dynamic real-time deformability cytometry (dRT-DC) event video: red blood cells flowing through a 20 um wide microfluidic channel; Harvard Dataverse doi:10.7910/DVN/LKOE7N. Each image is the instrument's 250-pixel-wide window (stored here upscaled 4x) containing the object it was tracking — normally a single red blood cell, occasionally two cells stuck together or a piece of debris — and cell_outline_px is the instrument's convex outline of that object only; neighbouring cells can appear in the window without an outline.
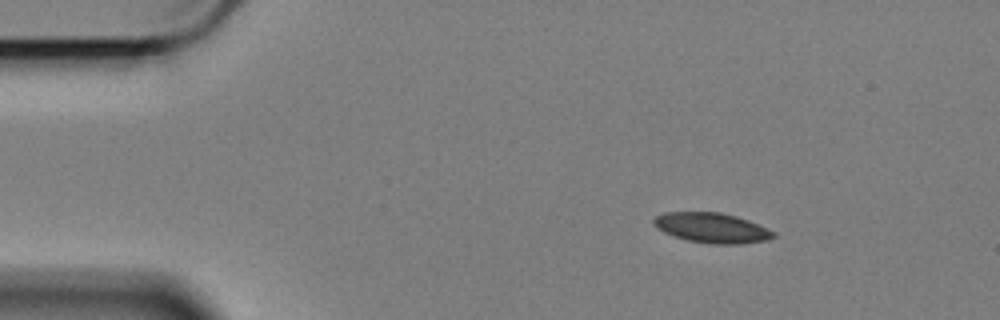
{"species": "Egyptian fruit bat (a non-hibernating species)", "species_latin": "Rousettus aegyptiacus", "temperature_condition": "cold", "stored_images_in_passage": 51, "camera_frame_rate_fps": 3000, "um_per_image_px": 0.085, "animal": {"sex": "female"}, "frame": {"image": 1, "passage_image": 1, "time_ms": 0.0, "image_size_px": [1000, 320], "cell_outline_px": [[776, 236], [768, 240], [740, 244], [708, 244], [688, 240], [664, 232], [656, 228], [652, 224], [652, 220], [656, 216], [664, 212], [720, 212], [736, 216], [748, 220], [768, 228], [776, 232]], "centroid_in_image_um": [60.52, 19.37], "position_along_channel_um": 24.5, "area_um2": 21.1}}
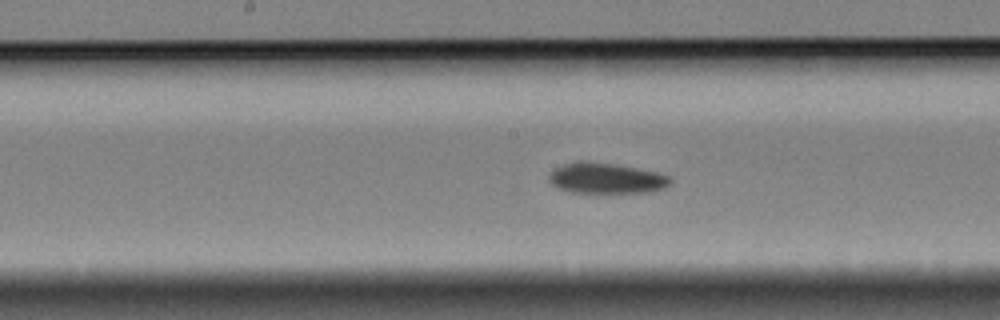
{"frame": {"image": 2, "passage_image": 22, "time_ms": 7.0, "image_size_px": [1000, 320], "cell_outline_px": [[672, 180], [664, 188], [652, 192], [572, 192], [556, 188], [548, 180], [548, 176], [556, 168], [564, 164], [576, 160], [588, 160], [616, 164], [656, 172], [672, 176]], "centroid_in_image_um": [51.51, 15.13], "position_along_channel_um": 196.7, "area_um2": 21.79}}
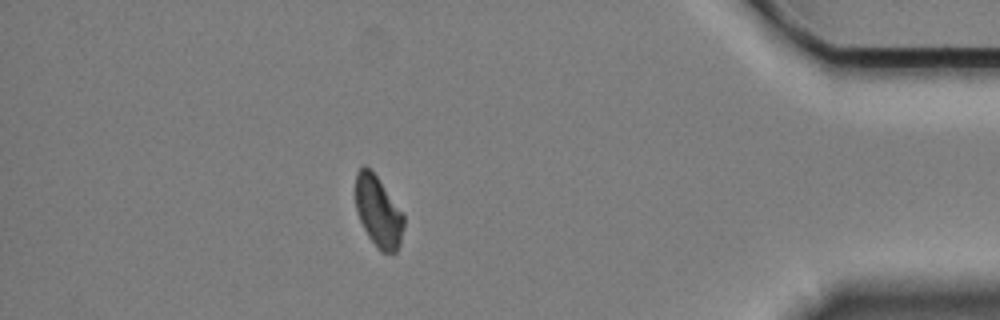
{"frame": {"image": 3, "passage_image": 44, "time_ms": 14.333, "image_size_px": [1000, 320], "cell_outline_px": [[404, 224], [400, 244], [396, 252], [380, 252], [368, 236], [356, 212], [356, 172], [364, 164], [376, 176], [404, 216]], "centroid_in_image_um": [32.14, 18.02], "position_along_channel_um": 403.1, "area_um2": 19.54}, "authors_computed_cell_mechanics": {"area_um2": 21.7906, "velocity_mm_per_s": 3.3857, "shape_relaxation_time_tau1_ms": 3.7833, "shape_relaxation_time_tau2_ms": null, "deformation_change_tau1": 0.0786, "deformation_change_tau2": null}}